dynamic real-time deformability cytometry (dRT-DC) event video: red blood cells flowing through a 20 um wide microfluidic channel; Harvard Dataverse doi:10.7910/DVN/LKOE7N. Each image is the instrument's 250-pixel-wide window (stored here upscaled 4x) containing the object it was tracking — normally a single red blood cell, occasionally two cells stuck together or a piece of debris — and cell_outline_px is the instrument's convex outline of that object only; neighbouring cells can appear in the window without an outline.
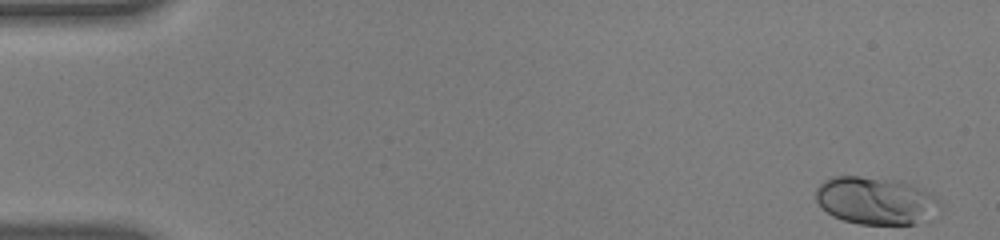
{"species": "human", "species_latin": "Homo sapiens", "temperature_condition": "warm", "stored_images_in_passage": 53, "camera_frame_rate_fps": 3000, "um_per_image_px": 0.085, "donor": {"sex": "male"}, "frame": {"image": 1, "passage_image": 1, "time_ms": 0.0, "image_size_px": [1000, 240], "cell_outline_px": [[940, 204], [916, 224], [860, 224], [844, 220], [832, 216], [820, 208], [816, 200], [816, 188], [824, 180], [832, 176], [860, 176], [904, 180], [924, 188], [940, 200]], "centroid_in_image_um": [74.36, 17.02], "position_along_channel_um": 10.6, "area_um2": 34.45}}
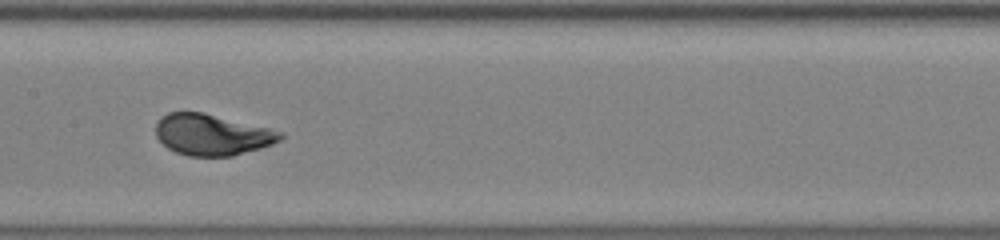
{"frame": {"image": 2, "passage_image": 27, "time_ms": 8.667, "image_size_px": [1000, 240], "cell_outline_px": [[284, 136], [280, 140], [272, 144], [260, 148], [232, 156], [188, 156], [176, 152], [168, 148], [156, 136], [156, 124], [160, 116], [168, 112], [200, 112], [268, 128], [284, 132]], "centroid_in_image_um": [18.0, 11.45], "position_along_channel_um": 189.4, "area_um2": 29.59}}
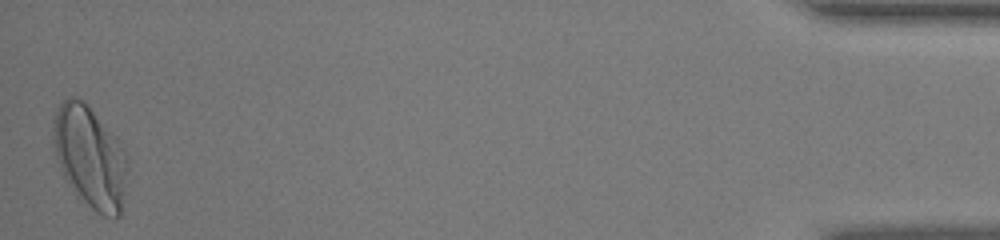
{"frame": {"image": 3, "passage_image": 53, "time_ms": 17.333, "image_size_px": [1000, 240], "cell_outline_px": [[128, 168], [120, 216], [104, 216], [96, 212], [76, 196], [64, 176], [56, 156], [52, 144], [52, 120], [60, 104], [68, 96], [76, 96], [84, 100], [116, 136], [128, 160]], "centroid_in_image_um": [7.63, 13.31], "position_along_channel_um": 427.6, "area_um2": 44.39}, "authors_computed_cell_mechanics": {"area_um2": 30.345, "velocity_mm_per_s": 3.7966, "shape_relaxation_time_tau1_ms": 2.7882, "shape_relaxation_time_tau2_ms": null, "deformation_change_tau1": 0.1479, "deformation_change_tau2": null}}